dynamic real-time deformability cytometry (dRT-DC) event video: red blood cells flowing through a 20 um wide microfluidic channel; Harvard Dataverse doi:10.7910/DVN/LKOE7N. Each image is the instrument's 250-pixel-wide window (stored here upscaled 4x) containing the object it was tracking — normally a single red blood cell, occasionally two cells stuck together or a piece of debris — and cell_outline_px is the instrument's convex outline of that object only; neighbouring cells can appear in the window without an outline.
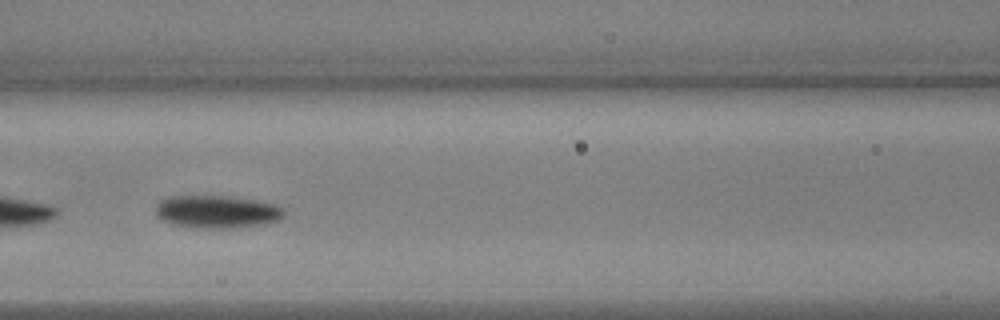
{"species": "common noctule bat (a hibernating species)", "species_latin": "Nyctalus noctula", "temperature_condition": "warm", "stored_images_in_passage": 17, "camera_frame_rate_fps": 3000, "um_per_image_px": 0.085, "animal": {"sex": "male", "body_mass_g": 17.9, "forearm_length_mm": 54.2}, "frame": {"image": 1, "passage_image": 8, "time_ms": 2.333, "image_size_px": [1000, 320], "cell_outline_px": [[284, 212], [276, 220], [264, 224], [232, 228], [196, 228], [172, 224], [156, 216], [156, 204], [160, 200], [168, 196], [228, 196], [256, 200], [272, 204], [280, 208]], "centroid_in_image_um": [18.35, 17.99], "position_along_channel_um": 148.2, "area_um2": 24.28}}
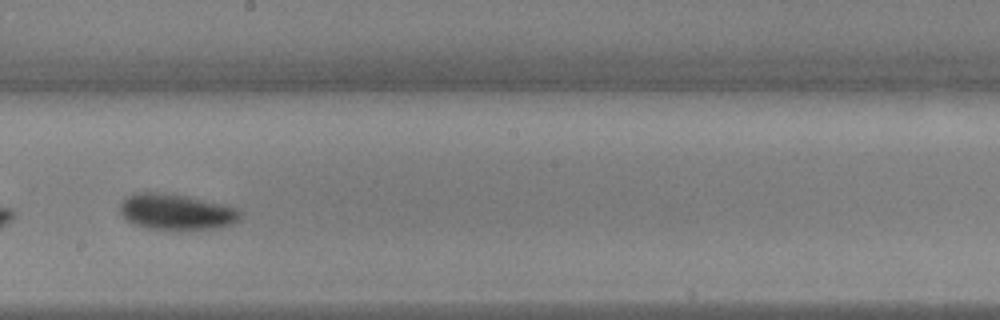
{"frame": {"image": 2, "passage_image": 15, "time_ms": 4.667, "image_size_px": [1000, 320], "cell_outline_px": [[244, 212], [240, 220], [232, 224], [220, 228], [148, 228], [136, 224], [128, 220], [120, 212], [120, 204], [128, 196], [144, 192], [156, 192], [184, 196], [224, 204], [236, 208]], "centroid_in_image_um": [15.06, 18.0], "position_along_channel_um": 233.1, "area_um2": 24.51}}